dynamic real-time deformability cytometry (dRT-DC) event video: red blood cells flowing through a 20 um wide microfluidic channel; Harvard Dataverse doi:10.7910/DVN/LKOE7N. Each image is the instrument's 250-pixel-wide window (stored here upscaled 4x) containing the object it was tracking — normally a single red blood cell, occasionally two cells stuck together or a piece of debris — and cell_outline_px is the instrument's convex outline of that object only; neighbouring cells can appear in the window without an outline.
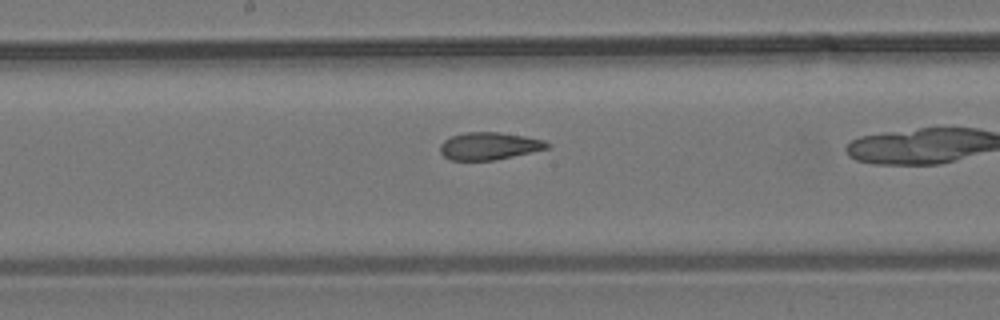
{"species": "common noctule bat (a hibernating species)", "species_latin": "Nyctalus noctula", "temperature_condition": "room temperature", "stored_images_in_passage": 18, "camera_frame_rate_fps": 3000, "um_per_image_px": 0.085, "animal": {"sex": "male", "body_mass_g": 19.2, "forearm_length_mm": 51.8}, "frame": {"image": 1, "passage_image": 16, "time_ms": 5.0, "image_size_px": [1000, 320], "cell_outline_px": [[552, 144], [548, 148], [532, 152], [492, 160], [452, 160], [444, 156], [440, 152], [440, 144], [444, 140], [452, 136], [464, 132], [500, 132], [524, 136], [544, 140]], "centroid_in_image_um": [41.58, 12.4], "position_along_channel_um": 206.6, "area_um2": 17.05}}